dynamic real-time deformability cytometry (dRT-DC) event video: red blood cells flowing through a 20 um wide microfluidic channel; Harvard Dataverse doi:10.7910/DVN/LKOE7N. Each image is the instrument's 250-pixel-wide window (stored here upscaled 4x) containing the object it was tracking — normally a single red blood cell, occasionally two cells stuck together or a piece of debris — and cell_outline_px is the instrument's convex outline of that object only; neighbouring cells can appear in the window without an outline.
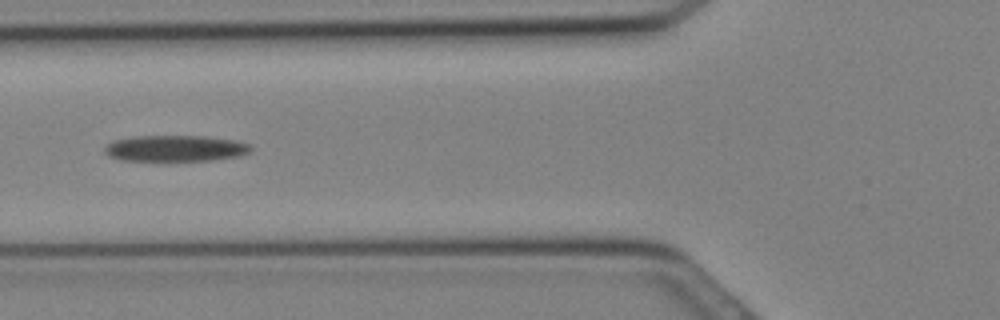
{"species": "Egyptian fruit bat (a non-hibernating species)", "species_latin": "Rousettus aegyptiacus", "temperature_condition": "cold", "stored_images_in_passage": 13, "camera_frame_rate_fps": 3000, "um_per_image_px": 0.085, "animal": {"sex": "female"}, "frame": {"image": 1, "passage_image": 6, "time_ms": 1.667, "image_size_px": [1000, 320], "cell_outline_px": [[252, 148], [248, 152], [240, 156], [212, 160], [124, 160], [108, 156], [104, 152], [104, 148], [112, 140], [136, 136], [208, 136], [236, 140], [252, 144]], "centroid_in_image_um": [14.94, 12.6], "position_along_channel_um": 110.9, "area_um2": 22.31}}
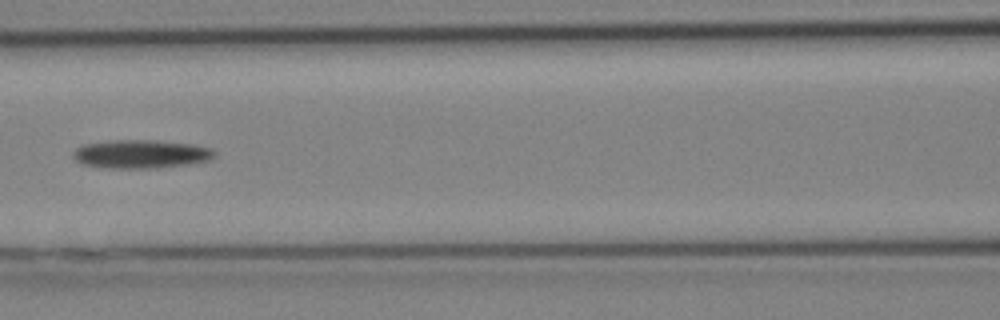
{"frame": {"image": 2, "passage_image": 8, "time_ms": 2.333, "image_size_px": [1000, 320], "cell_outline_px": [[216, 156], [212, 160], [188, 164], [160, 168], [104, 168], [80, 164], [72, 156], [72, 152], [76, 148], [84, 144], [112, 140], [156, 140], [196, 144], [212, 148], [216, 152]], "centroid_in_image_um": [12.01, 13.09], "position_along_channel_um": 154.6, "area_um2": 23.99}}
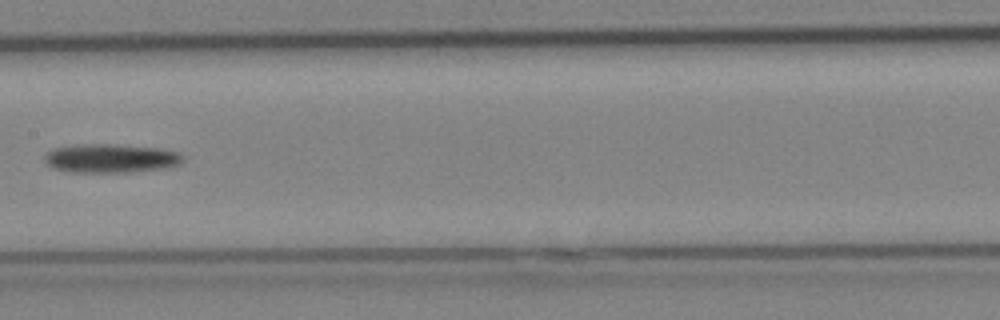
{"frame": {"image": 3, "passage_image": 10, "time_ms": 3.0, "image_size_px": [1000, 320], "cell_outline_px": [[184, 160], [180, 164], [164, 168], [132, 172], [72, 172], [52, 168], [44, 160], [44, 156], [52, 148], [80, 144], [112, 144], [160, 148], [180, 152], [184, 156]], "centroid_in_image_um": [9.44, 13.45], "position_along_channel_um": 198.0, "area_um2": 23.41}}